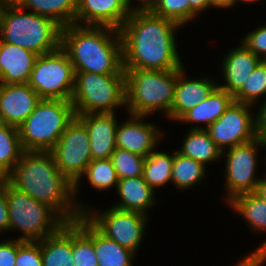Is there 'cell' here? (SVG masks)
Segmentation results:
<instances>
[{"label": "cell", "mask_w": 266, "mask_h": 266, "mask_svg": "<svg viewBox=\"0 0 266 266\" xmlns=\"http://www.w3.org/2000/svg\"><path fill=\"white\" fill-rule=\"evenodd\" d=\"M178 23L155 15L150 10H132L119 29L123 68L177 70L182 68L174 31Z\"/></svg>", "instance_id": "1"}, {"label": "cell", "mask_w": 266, "mask_h": 266, "mask_svg": "<svg viewBox=\"0 0 266 266\" xmlns=\"http://www.w3.org/2000/svg\"><path fill=\"white\" fill-rule=\"evenodd\" d=\"M5 179L36 201L50 206L66 222H75L87 210L80 205L76 207L74 184L59 171L51 151H23Z\"/></svg>", "instance_id": "2"}, {"label": "cell", "mask_w": 266, "mask_h": 266, "mask_svg": "<svg viewBox=\"0 0 266 266\" xmlns=\"http://www.w3.org/2000/svg\"><path fill=\"white\" fill-rule=\"evenodd\" d=\"M79 25H68L61 33V48L68 55L74 71L125 74L119 30Z\"/></svg>", "instance_id": "3"}, {"label": "cell", "mask_w": 266, "mask_h": 266, "mask_svg": "<svg viewBox=\"0 0 266 266\" xmlns=\"http://www.w3.org/2000/svg\"><path fill=\"white\" fill-rule=\"evenodd\" d=\"M22 10L12 0H0V40L38 56L59 49L62 27L52 19Z\"/></svg>", "instance_id": "4"}, {"label": "cell", "mask_w": 266, "mask_h": 266, "mask_svg": "<svg viewBox=\"0 0 266 266\" xmlns=\"http://www.w3.org/2000/svg\"><path fill=\"white\" fill-rule=\"evenodd\" d=\"M124 70L129 113L146 117L162 110L168 117L174 101L177 70Z\"/></svg>", "instance_id": "5"}, {"label": "cell", "mask_w": 266, "mask_h": 266, "mask_svg": "<svg viewBox=\"0 0 266 266\" xmlns=\"http://www.w3.org/2000/svg\"><path fill=\"white\" fill-rule=\"evenodd\" d=\"M71 101L41 99L18 127L24 151H51L75 117Z\"/></svg>", "instance_id": "6"}, {"label": "cell", "mask_w": 266, "mask_h": 266, "mask_svg": "<svg viewBox=\"0 0 266 266\" xmlns=\"http://www.w3.org/2000/svg\"><path fill=\"white\" fill-rule=\"evenodd\" d=\"M1 186L6 191L9 230L19 229L23 234L18 239L40 241L56 233L66 223L50 206L18 190L6 179Z\"/></svg>", "instance_id": "7"}, {"label": "cell", "mask_w": 266, "mask_h": 266, "mask_svg": "<svg viewBox=\"0 0 266 266\" xmlns=\"http://www.w3.org/2000/svg\"><path fill=\"white\" fill-rule=\"evenodd\" d=\"M71 102L76 116L114 113L126 105L125 74L75 72Z\"/></svg>", "instance_id": "8"}, {"label": "cell", "mask_w": 266, "mask_h": 266, "mask_svg": "<svg viewBox=\"0 0 266 266\" xmlns=\"http://www.w3.org/2000/svg\"><path fill=\"white\" fill-rule=\"evenodd\" d=\"M74 80L73 65L60 47L54 52L36 57L28 84L41 99L71 101Z\"/></svg>", "instance_id": "9"}, {"label": "cell", "mask_w": 266, "mask_h": 266, "mask_svg": "<svg viewBox=\"0 0 266 266\" xmlns=\"http://www.w3.org/2000/svg\"><path fill=\"white\" fill-rule=\"evenodd\" d=\"M89 141L84 123L75 116L51 150L59 171L74 184V198L79 180L92 161Z\"/></svg>", "instance_id": "10"}, {"label": "cell", "mask_w": 266, "mask_h": 266, "mask_svg": "<svg viewBox=\"0 0 266 266\" xmlns=\"http://www.w3.org/2000/svg\"><path fill=\"white\" fill-rule=\"evenodd\" d=\"M92 212L94 214L86 210L83 214L108 238L134 253L137 252L145 231V214L114 207L102 214Z\"/></svg>", "instance_id": "11"}, {"label": "cell", "mask_w": 266, "mask_h": 266, "mask_svg": "<svg viewBox=\"0 0 266 266\" xmlns=\"http://www.w3.org/2000/svg\"><path fill=\"white\" fill-rule=\"evenodd\" d=\"M250 107L252 106L233 101L213 124L207 128L197 126L192 129H205L223 155L225 146L232 148L256 138L255 117L250 114Z\"/></svg>", "instance_id": "12"}, {"label": "cell", "mask_w": 266, "mask_h": 266, "mask_svg": "<svg viewBox=\"0 0 266 266\" xmlns=\"http://www.w3.org/2000/svg\"><path fill=\"white\" fill-rule=\"evenodd\" d=\"M266 147L259 138L228 148L226 158V189L228 202L237 195L255 192L259 178L255 179L257 146Z\"/></svg>", "instance_id": "13"}, {"label": "cell", "mask_w": 266, "mask_h": 266, "mask_svg": "<svg viewBox=\"0 0 266 266\" xmlns=\"http://www.w3.org/2000/svg\"><path fill=\"white\" fill-rule=\"evenodd\" d=\"M40 100L28 83H0V122L19 127Z\"/></svg>", "instance_id": "14"}, {"label": "cell", "mask_w": 266, "mask_h": 266, "mask_svg": "<svg viewBox=\"0 0 266 266\" xmlns=\"http://www.w3.org/2000/svg\"><path fill=\"white\" fill-rule=\"evenodd\" d=\"M131 11L124 0H77L75 24L83 20L85 26H107L119 30Z\"/></svg>", "instance_id": "15"}, {"label": "cell", "mask_w": 266, "mask_h": 266, "mask_svg": "<svg viewBox=\"0 0 266 266\" xmlns=\"http://www.w3.org/2000/svg\"><path fill=\"white\" fill-rule=\"evenodd\" d=\"M115 116V113L77 115L87 129L92 160L111 159L116 150Z\"/></svg>", "instance_id": "16"}, {"label": "cell", "mask_w": 266, "mask_h": 266, "mask_svg": "<svg viewBox=\"0 0 266 266\" xmlns=\"http://www.w3.org/2000/svg\"><path fill=\"white\" fill-rule=\"evenodd\" d=\"M132 119L117 125L116 148L128 150L130 152L147 157L155 149L159 138L162 136L151 123H143L144 116L130 115Z\"/></svg>", "instance_id": "17"}, {"label": "cell", "mask_w": 266, "mask_h": 266, "mask_svg": "<svg viewBox=\"0 0 266 266\" xmlns=\"http://www.w3.org/2000/svg\"><path fill=\"white\" fill-rule=\"evenodd\" d=\"M38 55L0 40V83H28Z\"/></svg>", "instance_id": "18"}, {"label": "cell", "mask_w": 266, "mask_h": 266, "mask_svg": "<svg viewBox=\"0 0 266 266\" xmlns=\"http://www.w3.org/2000/svg\"><path fill=\"white\" fill-rule=\"evenodd\" d=\"M183 68L177 69L174 101L168 116L172 120H178L185 112L207 98L218 86L217 83L215 84L208 78L187 80L184 76Z\"/></svg>", "instance_id": "19"}, {"label": "cell", "mask_w": 266, "mask_h": 266, "mask_svg": "<svg viewBox=\"0 0 266 266\" xmlns=\"http://www.w3.org/2000/svg\"><path fill=\"white\" fill-rule=\"evenodd\" d=\"M261 61L242 43L224 58L222 68L226 84L218 86L234 96Z\"/></svg>", "instance_id": "20"}, {"label": "cell", "mask_w": 266, "mask_h": 266, "mask_svg": "<svg viewBox=\"0 0 266 266\" xmlns=\"http://www.w3.org/2000/svg\"><path fill=\"white\" fill-rule=\"evenodd\" d=\"M121 203L114 208L124 211H135L147 214L148 208L154 205V190L140 177L120 179L116 187Z\"/></svg>", "instance_id": "21"}, {"label": "cell", "mask_w": 266, "mask_h": 266, "mask_svg": "<svg viewBox=\"0 0 266 266\" xmlns=\"http://www.w3.org/2000/svg\"><path fill=\"white\" fill-rule=\"evenodd\" d=\"M43 266H74L72 222H66L56 233L40 240Z\"/></svg>", "instance_id": "22"}, {"label": "cell", "mask_w": 266, "mask_h": 266, "mask_svg": "<svg viewBox=\"0 0 266 266\" xmlns=\"http://www.w3.org/2000/svg\"><path fill=\"white\" fill-rule=\"evenodd\" d=\"M234 101V97L217 86L212 93L194 108L185 112L178 121L203 122L206 128L213 124Z\"/></svg>", "instance_id": "23"}, {"label": "cell", "mask_w": 266, "mask_h": 266, "mask_svg": "<svg viewBox=\"0 0 266 266\" xmlns=\"http://www.w3.org/2000/svg\"><path fill=\"white\" fill-rule=\"evenodd\" d=\"M72 250L74 266H98L94 250V224L84 214L72 222Z\"/></svg>", "instance_id": "24"}, {"label": "cell", "mask_w": 266, "mask_h": 266, "mask_svg": "<svg viewBox=\"0 0 266 266\" xmlns=\"http://www.w3.org/2000/svg\"><path fill=\"white\" fill-rule=\"evenodd\" d=\"M19 7L31 8L37 15L52 19L62 28L75 24L77 0H12Z\"/></svg>", "instance_id": "25"}, {"label": "cell", "mask_w": 266, "mask_h": 266, "mask_svg": "<svg viewBox=\"0 0 266 266\" xmlns=\"http://www.w3.org/2000/svg\"><path fill=\"white\" fill-rule=\"evenodd\" d=\"M177 152L204 165L213 160L217 161L222 156V151L205 129H191L185 137L181 150Z\"/></svg>", "instance_id": "26"}, {"label": "cell", "mask_w": 266, "mask_h": 266, "mask_svg": "<svg viewBox=\"0 0 266 266\" xmlns=\"http://www.w3.org/2000/svg\"><path fill=\"white\" fill-rule=\"evenodd\" d=\"M94 250L98 266H132L136 254L108 238L94 225Z\"/></svg>", "instance_id": "27"}, {"label": "cell", "mask_w": 266, "mask_h": 266, "mask_svg": "<svg viewBox=\"0 0 266 266\" xmlns=\"http://www.w3.org/2000/svg\"><path fill=\"white\" fill-rule=\"evenodd\" d=\"M23 151L18 127L0 122V173L4 177L13 170Z\"/></svg>", "instance_id": "28"}, {"label": "cell", "mask_w": 266, "mask_h": 266, "mask_svg": "<svg viewBox=\"0 0 266 266\" xmlns=\"http://www.w3.org/2000/svg\"><path fill=\"white\" fill-rule=\"evenodd\" d=\"M228 204L245 218L254 231L266 229V201L254 192L237 195Z\"/></svg>", "instance_id": "29"}, {"label": "cell", "mask_w": 266, "mask_h": 266, "mask_svg": "<svg viewBox=\"0 0 266 266\" xmlns=\"http://www.w3.org/2000/svg\"><path fill=\"white\" fill-rule=\"evenodd\" d=\"M173 162L174 154L155 150L145 157L142 177L154 191L171 181Z\"/></svg>", "instance_id": "30"}, {"label": "cell", "mask_w": 266, "mask_h": 266, "mask_svg": "<svg viewBox=\"0 0 266 266\" xmlns=\"http://www.w3.org/2000/svg\"><path fill=\"white\" fill-rule=\"evenodd\" d=\"M206 166L192 158L174 153L171 181L178 189H188L205 177Z\"/></svg>", "instance_id": "31"}, {"label": "cell", "mask_w": 266, "mask_h": 266, "mask_svg": "<svg viewBox=\"0 0 266 266\" xmlns=\"http://www.w3.org/2000/svg\"><path fill=\"white\" fill-rule=\"evenodd\" d=\"M266 94V62L262 60L250 74L243 87L233 96L235 102L252 105Z\"/></svg>", "instance_id": "32"}, {"label": "cell", "mask_w": 266, "mask_h": 266, "mask_svg": "<svg viewBox=\"0 0 266 266\" xmlns=\"http://www.w3.org/2000/svg\"><path fill=\"white\" fill-rule=\"evenodd\" d=\"M83 174L87 175L93 187L101 190L113 187L114 185L117 187L119 181L111 159L92 160Z\"/></svg>", "instance_id": "33"}, {"label": "cell", "mask_w": 266, "mask_h": 266, "mask_svg": "<svg viewBox=\"0 0 266 266\" xmlns=\"http://www.w3.org/2000/svg\"><path fill=\"white\" fill-rule=\"evenodd\" d=\"M111 160L119 180L143 175L144 156L128 150L116 148L111 156Z\"/></svg>", "instance_id": "34"}, {"label": "cell", "mask_w": 266, "mask_h": 266, "mask_svg": "<svg viewBox=\"0 0 266 266\" xmlns=\"http://www.w3.org/2000/svg\"><path fill=\"white\" fill-rule=\"evenodd\" d=\"M150 11L181 26L190 21V5L188 0H155Z\"/></svg>", "instance_id": "35"}, {"label": "cell", "mask_w": 266, "mask_h": 266, "mask_svg": "<svg viewBox=\"0 0 266 266\" xmlns=\"http://www.w3.org/2000/svg\"><path fill=\"white\" fill-rule=\"evenodd\" d=\"M15 266H43L40 241H22L18 239Z\"/></svg>", "instance_id": "36"}, {"label": "cell", "mask_w": 266, "mask_h": 266, "mask_svg": "<svg viewBox=\"0 0 266 266\" xmlns=\"http://www.w3.org/2000/svg\"><path fill=\"white\" fill-rule=\"evenodd\" d=\"M242 43L261 60L266 59V26L247 34Z\"/></svg>", "instance_id": "37"}, {"label": "cell", "mask_w": 266, "mask_h": 266, "mask_svg": "<svg viewBox=\"0 0 266 266\" xmlns=\"http://www.w3.org/2000/svg\"><path fill=\"white\" fill-rule=\"evenodd\" d=\"M18 239L0 243V266H15Z\"/></svg>", "instance_id": "38"}, {"label": "cell", "mask_w": 266, "mask_h": 266, "mask_svg": "<svg viewBox=\"0 0 266 266\" xmlns=\"http://www.w3.org/2000/svg\"><path fill=\"white\" fill-rule=\"evenodd\" d=\"M266 260V241L235 266H261Z\"/></svg>", "instance_id": "39"}, {"label": "cell", "mask_w": 266, "mask_h": 266, "mask_svg": "<svg viewBox=\"0 0 266 266\" xmlns=\"http://www.w3.org/2000/svg\"><path fill=\"white\" fill-rule=\"evenodd\" d=\"M258 114L255 115V134L256 138L266 141V101L261 104Z\"/></svg>", "instance_id": "40"}, {"label": "cell", "mask_w": 266, "mask_h": 266, "mask_svg": "<svg viewBox=\"0 0 266 266\" xmlns=\"http://www.w3.org/2000/svg\"><path fill=\"white\" fill-rule=\"evenodd\" d=\"M9 230L8 203L6 191L0 185V231Z\"/></svg>", "instance_id": "41"}, {"label": "cell", "mask_w": 266, "mask_h": 266, "mask_svg": "<svg viewBox=\"0 0 266 266\" xmlns=\"http://www.w3.org/2000/svg\"><path fill=\"white\" fill-rule=\"evenodd\" d=\"M190 5V20H192L196 14L201 12L202 10L208 8L207 0H188Z\"/></svg>", "instance_id": "42"}, {"label": "cell", "mask_w": 266, "mask_h": 266, "mask_svg": "<svg viewBox=\"0 0 266 266\" xmlns=\"http://www.w3.org/2000/svg\"><path fill=\"white\" fill-rule=\"evenodd\" d=\"M254 193L266 201V178L259 180Z\"/></svg>", "instance_id": "43"}, {"label": "cell", "mask_w": 266, "mask_h": 266, "mask_svg": "<svg viewBox=\"0 0 266 266\" xmlns=\"http://www.w3.org/2000/svg\"><path fill=\"white\" fill-rule=\"evenodd\" d=\"M208 8L211 6H215L217 8H228L234 5V0H207Z\"/></svg>", "instance_id": "44"}, {"label": "cell", "mask_w": 266, "mask_h": 266, "mask_svg": "<svg viewBox=\"0 0 266 266\" xmlns=\"http://www.w3.org/2000/svg\"><path fill=\"white\" fill-rule=\"evenodd\" d=\"M131 0H124L125 4L132 9V7H130ZM140 2L142 3L140 6H138V8H133L132 10H150V8L153 6V4L155 3V0H140ZM130 4V5H129Z\"/></svg>", "instance_id": "45"}, {"label": "cell", "mask_w": 266, "mask_h": 266, "mask_svg": "<svg viewBox=\"0 0 266 266\" xmlns=\"http://www.w3.org/2000/svg\"><path fill=\"white\" fill-rule=\"evenodd\" d=\"M241 1V2H254V1H258V0H234V4L235 2Z\"/></svg>", "instance_id": "46"}, {"label": "cell", "mask_w": 266, "mask_h": 266, "mask_svg": "<svg viewBox=\"0 0 266 266\" xmlns=\"http://www.w3.org/2000/svg\"><path fill=\"white\" fill-rule=\"evenodd\" d=\"M5 177L0 173V185L4 182Z\"/></svg>", "instance_id": "47"}]
</instances>
